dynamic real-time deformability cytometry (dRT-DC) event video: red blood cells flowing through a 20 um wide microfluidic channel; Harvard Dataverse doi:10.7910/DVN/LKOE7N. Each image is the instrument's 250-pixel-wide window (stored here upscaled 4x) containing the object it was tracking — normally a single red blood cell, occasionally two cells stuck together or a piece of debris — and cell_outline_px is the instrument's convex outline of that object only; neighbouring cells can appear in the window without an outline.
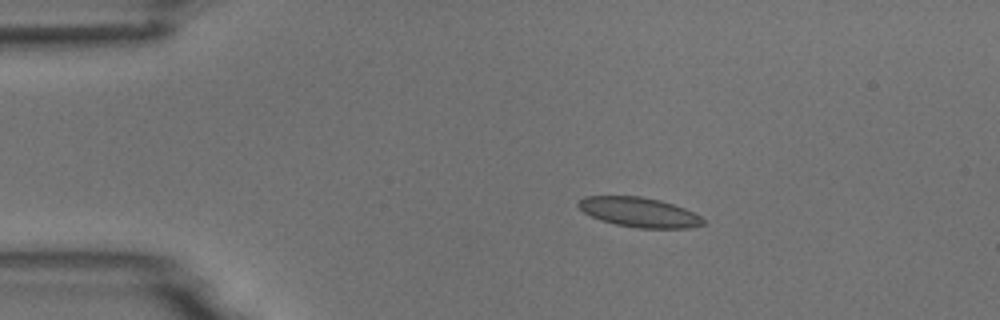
{"species": "common noctule bat (a hibernating species)", "species_latin": "Nyctalus noctula", "temperature_condition": "room temperature", "stored_images_in_passage": 4, "camera_frame_rate_fps": 3000, "um_per_image_px": 0.085, "animal": {"sex": "male", "body_mass_g": 18.8}, "frame": {"image": 1, "passage_image": 3, "time_ms": 2.333, "image_size_px": [1000, 320], "cell_outline_px": [[704, 224], [692, 228], [636, 228], [616, 224], [600, 220], [584, 212], [576, 204], [584, 196], [640, 196], [660, 200], [684, 208], [700, 216], [704, 220]], "centroid_in_image_um": [54.33, 18.04], "position_along_channel_um": 30.7, "area_um2": 21.5}}